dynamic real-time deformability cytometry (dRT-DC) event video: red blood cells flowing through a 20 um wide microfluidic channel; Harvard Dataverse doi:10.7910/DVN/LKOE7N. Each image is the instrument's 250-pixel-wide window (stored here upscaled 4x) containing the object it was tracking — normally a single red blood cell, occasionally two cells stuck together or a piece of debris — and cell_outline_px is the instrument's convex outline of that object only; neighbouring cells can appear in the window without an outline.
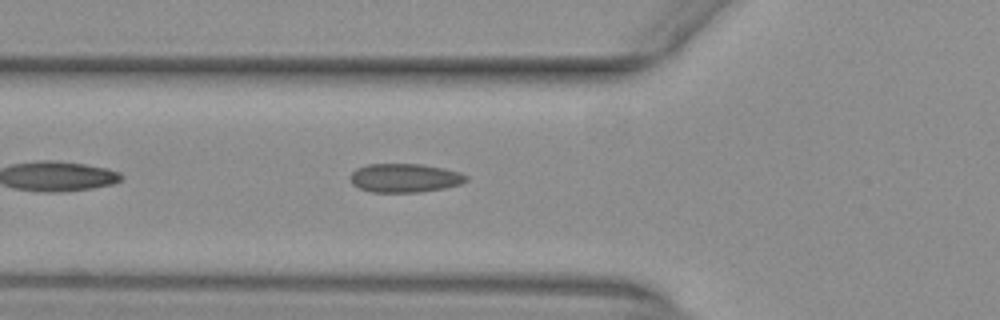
{"species": "common noctule bat (a hibernating species)", "species_latin": "Nyctalus noctula", "temperature_condition": "warm", "stored_images_in_passage": 38, "camera_frame_rate_fps": 3000, "um_per_image_px": 0.085, "animal": {"sex": "female", "body_mass_g": 29.2, "forearm_length_mm": 56.3}, "frame": {"image": 1, "passage_image": 5, "time_ms": 1.333, "image_size_px": [1000, 320], "cell_outline_px": [[468, 180], [460, 184], [444, 188], [420, 192], [372, 192], [360, 188], [352, 184], [352, 172], [356, 168], [368, 164], [424, 164], [444, 168], [460, 172], [468, 176]], "centroid_in_image_um": [34.44, 15.12], "position_along_channel_um": 91.4, "area_um2": 19.42}}
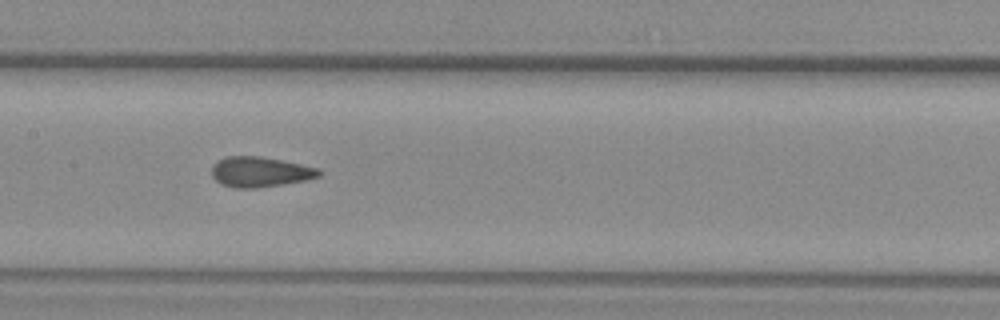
{"frame": {"image": 2, "passage_image": 12, "time_ms": 3.667, "image_size_px": [1000, 320], "cell_outline_px": [[324, 172], [320, 176], [304, 180], [256, 188], [236, 188], [220, 184], [212, 176], [212, 168], [220, 160], [228, 156], [260, 156], [320, 168]], "centroid_in_image_um": [22.13, 14.61], "position_along_channel_um": 185.3, "area_um2": 18.67}}
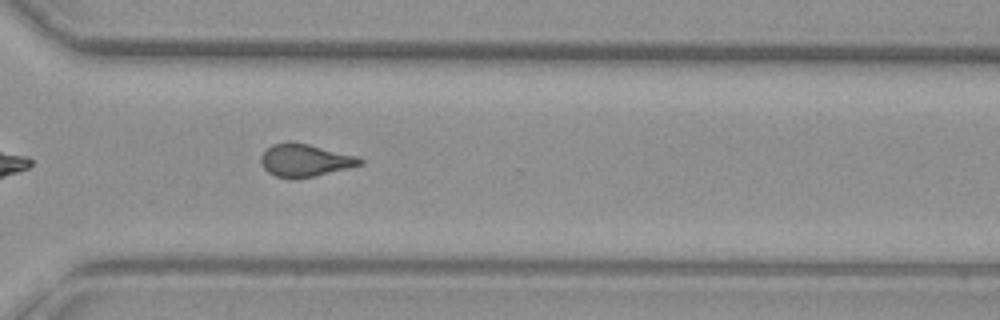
{"frame": {"image": 3, "passage_image": 24, "time_ms": 7.667, "image_size_px": [1000, 320], "cell_outline_px": [[364, 164], [316, 176], [292, 180], [276, 176], [268, 172], [260, 164], [260, 156], [272, 144], [292, 140], [356, 156], [364, 160]], "centroid_in_image_um": [25.89, 13.63], "position_along_channel_um": 344.7, "area_um2": 19.07}, "authors_computed_cell_mechanics": {"area_um2": 18.6694, "velocity_mm_per_s": 3.9991, "shape_relaxation_time_tau1_ms": null, "shape_relaxation_time_tau2_ms": 1.2789, "deformation_change_tau1": null, "deformation_change_tau2": 0.0752}}